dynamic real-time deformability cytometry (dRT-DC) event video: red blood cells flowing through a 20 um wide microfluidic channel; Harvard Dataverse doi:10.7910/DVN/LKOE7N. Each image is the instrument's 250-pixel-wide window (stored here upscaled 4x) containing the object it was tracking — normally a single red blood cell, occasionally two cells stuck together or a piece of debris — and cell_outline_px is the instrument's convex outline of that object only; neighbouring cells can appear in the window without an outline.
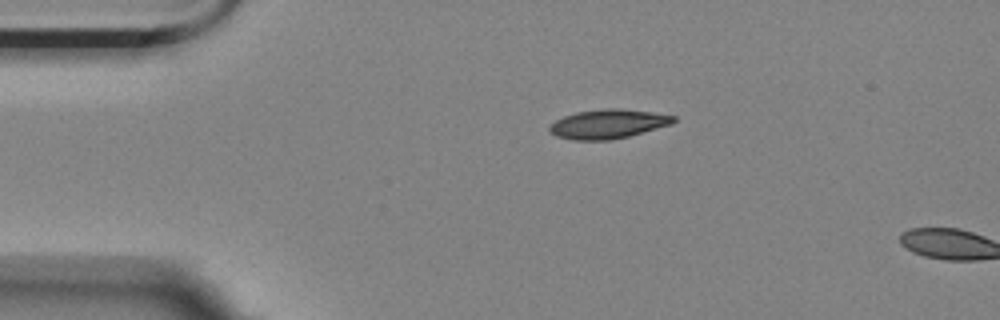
{"species": "Egyptian fruit bat (a non-hibernating species)", "species_latin": "Rousettus aegyptiacus", "temperature_condition": "room temperature", "stored_images_in_passage": 2, "camera_frame_rate_fps": 3000, "um_per_image_px": 0.085, "animal": {"sex": "female"}, "frame": {"image": 1, "passage_image": 1, "time_ms": 0.0, "image_size_px": [1000, 320], "cell_outline_px": [[676, 120], [672, 124], [628, 136], [612, 140], [572, 140], [556, 136], [548, 132], [548, 128], [556, 120], [564, 116], [576, 112], [604, 108], [620, 108], [652, 112], [676, 116]], "centroid_in_image_um": [51.67, 10.53], "position_along_channel_um": 33.3, "area_um2": 21.15}}